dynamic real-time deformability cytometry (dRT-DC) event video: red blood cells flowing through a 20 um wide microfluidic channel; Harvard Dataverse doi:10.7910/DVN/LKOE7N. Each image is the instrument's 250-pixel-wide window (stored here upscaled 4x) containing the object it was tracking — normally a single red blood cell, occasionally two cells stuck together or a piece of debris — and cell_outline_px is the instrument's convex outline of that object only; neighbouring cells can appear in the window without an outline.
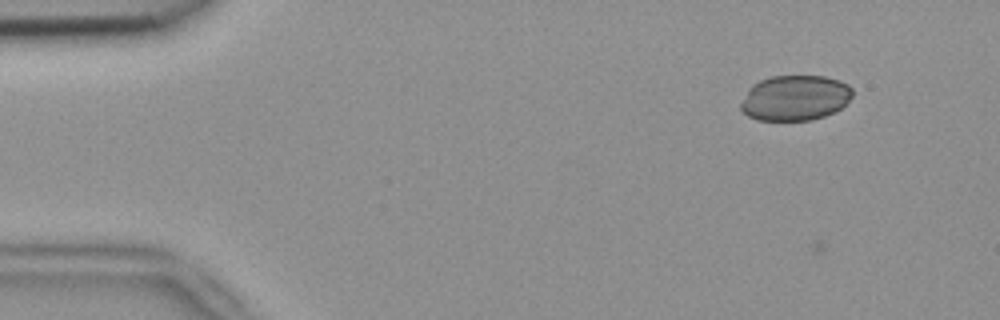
{"species": "common noctule bat (a hibernating species)", "species_latin": "Nyctalus noctula", "temperature_condition": "room temperature", "stored_images_in_passage": 8, "camera_frame_rate_fps": 3000, "um_per_image_px": 0.085, "animal": {"sex": "female", "body_mass_g": 18.4}, "frame": {"image": 1, "passage_image": 7, "time_ms": 2.0, "image_size_px": [1000, 320], "cell_outline_px": [[852, 96], [840, 108], [824, 116], [812, 120], [756, 120], [748, 116], [740, 108], [740, 104], [748, 88], [752, 84], [760, 80], [772, 76], [824, 76], [840, 80], [848, 84], [852, 88]], "centroid_in_image_um": [67.56, 8.31], "position_along_channel_um": 17.4, "area_um2": 29.54}}